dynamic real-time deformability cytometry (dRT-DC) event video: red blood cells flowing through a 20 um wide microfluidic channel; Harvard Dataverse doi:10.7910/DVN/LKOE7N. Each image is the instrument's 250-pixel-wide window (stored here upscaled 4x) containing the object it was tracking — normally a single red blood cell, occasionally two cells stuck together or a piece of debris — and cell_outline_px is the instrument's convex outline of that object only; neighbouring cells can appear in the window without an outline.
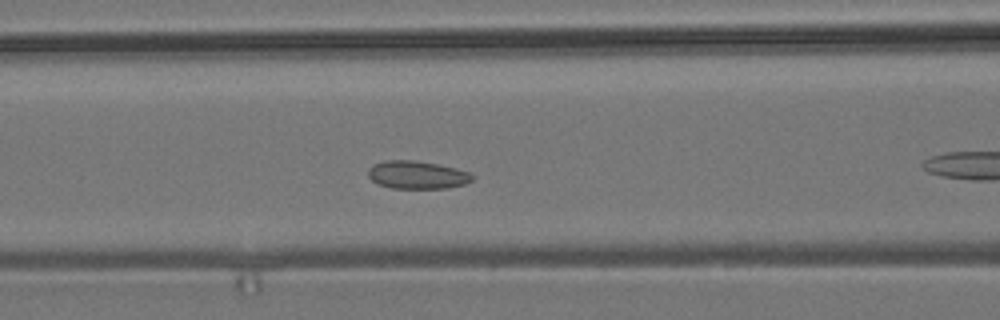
{"species": "common noctule bat (a hibernating species)", "species_latin": "Nyctalus noctula", "temperature_condition": "room temperature", "stored_images_in_passage": 45, "camera_frame_rate_fps": 3000, "um_per_image_px": 0.085, "animal": {"sex": "male", "body_mass_g": 19.2, "forearm_length_mm": 51.8}, "frame": {"image": 1, "passage_image": 12, "time_ms": 3.667, "image_size_px": [1000, 320], "cell_outline_px": [[472, 180], [464, 184], [448, 188], [392, 188], [376, 184], [368, 176], [368, 168], [372, 164], [384, 160], [412, 160], [436, 164], [456, 168], [468, 172], [472, 176]], "centroid_in_image_um": [35.39, 14.86], "position_along_channel_um": 131.2, "area_um2": 16.94}}
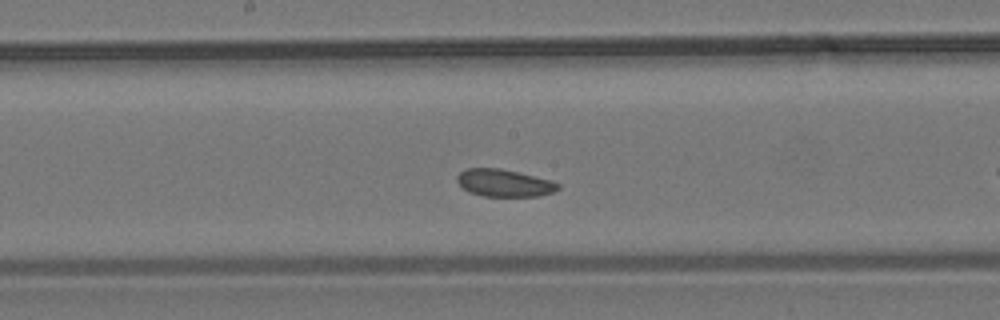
{"frame": {"image": 2, "passage_image": 18, "time_ms": 5.667, "image_size_px": [1000, 320], "cell_outline_px": [[560, 188], [552, 192], [540, 196], [484, 196], [468, 192], [456, 180], [456, 176], [460, 172], [468, 168], [500, 168], [552, 180], [560, 184]], "centroid_in_image_um": [42.86, 15.55], "position_along_channel_um": 205.3, "area_um2": 16.07}}
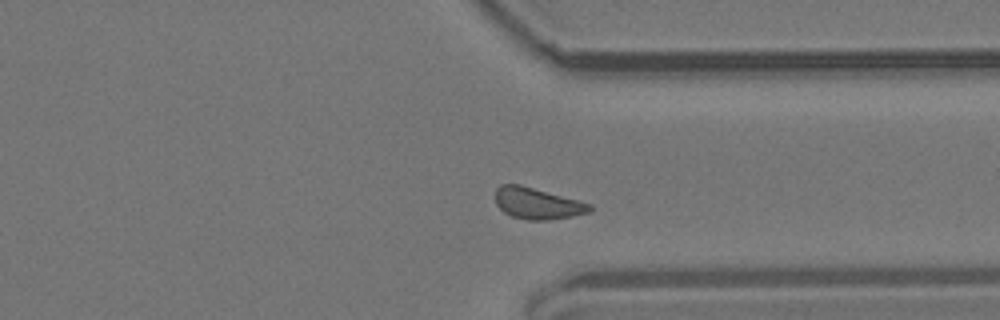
{"frame": {"image": 3, "passage_image": 31, "time_ms": 10.0, "image_size_px": [1000, 320], "cell_outline_px": [[592, 208], [588, 212], [572, 216], [544, 220], [528, 220], [512, 216], [504, 212], [496, 204], [496, 188], [500, 184], [520, 184], [592, 204]], "centroid_in_image_um": [45.65, 17.28], "position_along_channel_um": 365.8, "area_um2": 17.05}}